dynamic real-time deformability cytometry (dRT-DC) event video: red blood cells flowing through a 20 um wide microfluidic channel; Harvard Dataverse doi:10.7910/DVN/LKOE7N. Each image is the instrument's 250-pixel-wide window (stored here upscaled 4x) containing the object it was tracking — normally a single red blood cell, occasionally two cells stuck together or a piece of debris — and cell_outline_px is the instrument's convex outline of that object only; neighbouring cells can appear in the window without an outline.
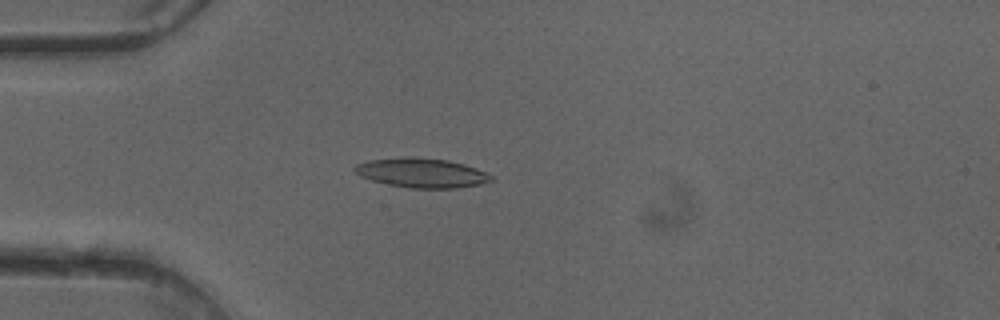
{"species": "common noctule bat (a hibernating species)", "species_latin": "Nyctalus noctula", "temperature_condition": "cold", "stored_images_in_passage": 50, "camera_frame_rate_fps": 3000, "um_per_image_px": 0.085, "animal": {"sex": "female"}, "frame": {"image": 1, "passage_image": 14, "time_ms": 4.333, "image_size_px": [1000, 320], "cell_outline_px": [[492, 180], [480, 184], [456, 188], [408, 188], [388, 184], [372, 180], [360, 176], [352, 168], [356, 164], [368, 160], [404, 156], [412, 156], [448, 160], [464, 164], [476, 168], [492, 176]], "centroid_in_image_um": [35.8, 14.68], "position_along_channel_um": 49.2, "area_um2": 23.47}}
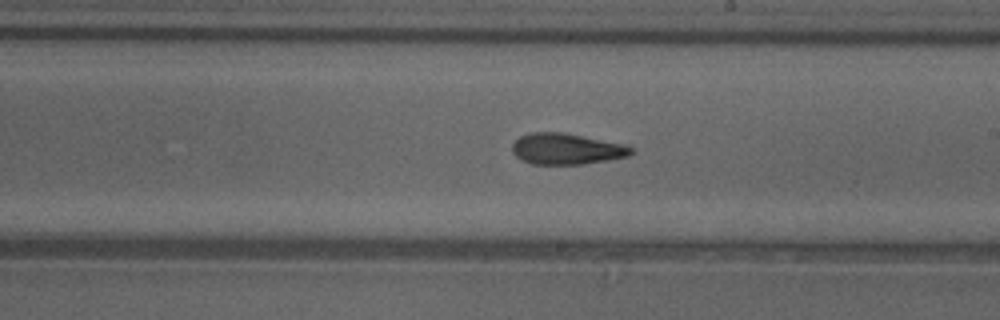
{"frame": {"image": 2, "passage_image": 29, "time_ms": 9.333, "image_size_px": [1000, 320], "cell_outline_px": [[636, 152], [628, 156], [608, 160], [580, 164], [532, 164], [520, 160], [512, 152], [512, 144], [520, 136], [532, 132], [564, 132], [628, 144]], "centroid_in_image_um": [48.18, 12.65], "position_along_channel_um": 240.8, "area_um2": 21.85}}
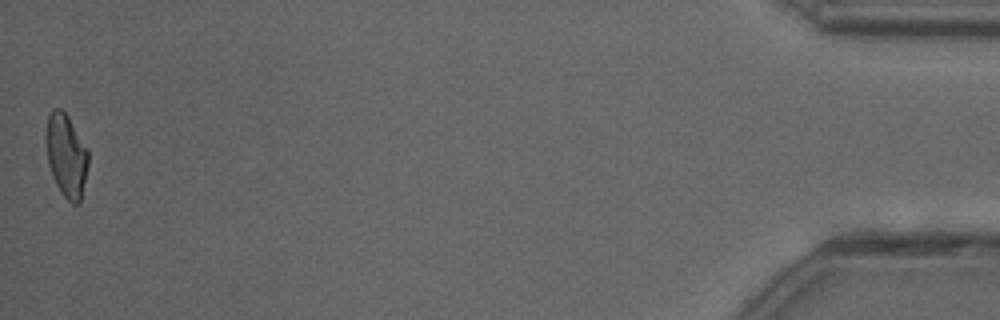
{"frame": {"image": 3, "passage_image": 50, "time_ms": 16.333, "image_size_px": [1000, 320], "cell_outline_px": [[88, 164], [80, 204], [72, 204], [60, 192], [52, 176], [48, 164], [48, 116], [52, 108], [60, 108], [68, 116], [88, 148]], "centroid_in_image_um": [5.67, 13.25], "position_along_channel_um": 429.5, "area_um2": 20.11}, "authors_computed_cell_mechanics": {"area_um2": 21.5883, "velocity_mm_per_s": 4.0987, "shape_relaxation_time_tau1_ms": null, "shape_relaxation_time_tau2_ms": 4.2142, "deformation_change_tau1": null, "deformation_change_tau2": 0.1424}}